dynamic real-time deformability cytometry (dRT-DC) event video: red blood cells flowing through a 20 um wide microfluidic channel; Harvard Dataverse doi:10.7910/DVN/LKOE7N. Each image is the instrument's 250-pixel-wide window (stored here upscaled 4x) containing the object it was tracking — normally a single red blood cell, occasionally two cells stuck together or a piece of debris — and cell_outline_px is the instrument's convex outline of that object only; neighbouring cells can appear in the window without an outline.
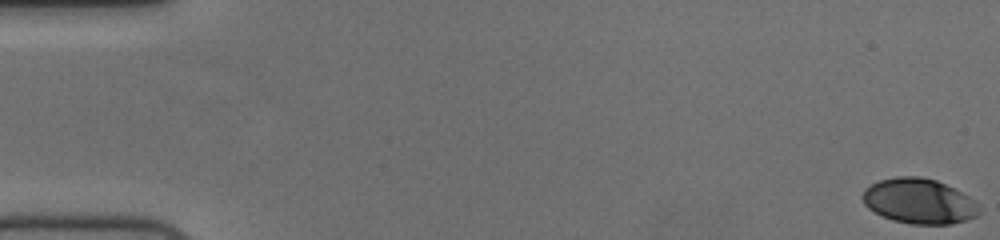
{"species": "human", "species_latin": "Homo sapiens", "temperature_condition": "cold", "stored_images_in_passage": 57, "camera_frame_rate_fps": 3000, "um_per_image_px": 0.085, "donor": {"sex": "female"}, "frame": {"image": 1, "passage_image": 1, "time_ms": 0.0, "image_size_px": [1000, 240], "cell_outline_px": [[980, 212], [976, 216], [952, 224], [912, 224], [892, 220], [868, 208], [864, 204], [860, 196], [864, 188], [880, 180], [896, 176], [920, 176], [936, 180], [968, 196], [980, 204]], "centroid_in_image_um": [78.1, 17.09], "position_along_channel_um": 6.9, "area_um2": 30.69}}
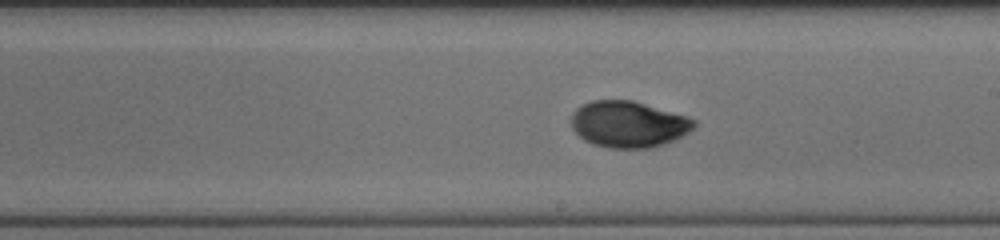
{"frame": {"image": 2, "passage_image": 33, "time_ms": 10.667, "image_size_px": [1000, 240], "cell_outline_px": [[696, 124], [688, 132], [676, 140], [664, 144], [648, 148], [608, 148], [592, 144], [584, 140], [572, 128], [572, 112], [576, 108], [592, 100], [632, 100], [688, 116], [696, 120]], "centroid_in_image_um": [53.42, 10.56], "position_along_channel_um": 235.6, "area_um2": 33.23}}
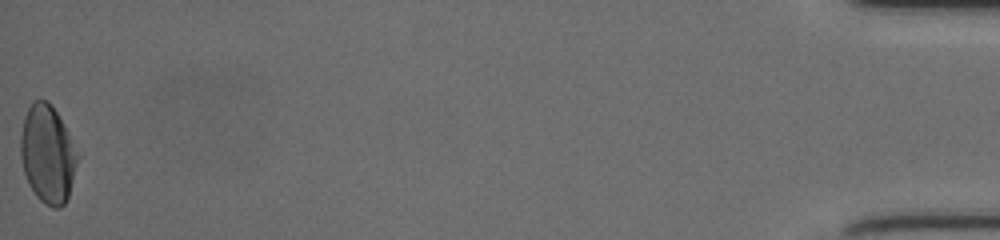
{"frame": {"image": 3, "passage_image": 57, "time_ms": 18.667, "image_size_px": [1000, 240], "cell_outline_px": [[76, 164], [68, 196], [64, 204], [60, 208], [52, 208], [44, 204], [36, 196], [28, 184], [24, 172], [20, 156], [20, 136], [24, 116], [32, 100], [48, 100], [56, 112], [68, 132], [76, 152]], "centroid_in_image_um": [4.0, 13.1], "position_along_channel_um": 431.2, "area_um2": 32.14}, "authors_computed_cell_mechanics": {"area_um2": 31.8478, "velocity_mm_per_s": 3.7155, "shape_relaxation_time_tau1_ms": 5.1184, "shape_relaxation_time_tau2_ms": 1.4699, "deformation_change_tau1": 0.1562, "deformation_change_tau2": 0.0365}}